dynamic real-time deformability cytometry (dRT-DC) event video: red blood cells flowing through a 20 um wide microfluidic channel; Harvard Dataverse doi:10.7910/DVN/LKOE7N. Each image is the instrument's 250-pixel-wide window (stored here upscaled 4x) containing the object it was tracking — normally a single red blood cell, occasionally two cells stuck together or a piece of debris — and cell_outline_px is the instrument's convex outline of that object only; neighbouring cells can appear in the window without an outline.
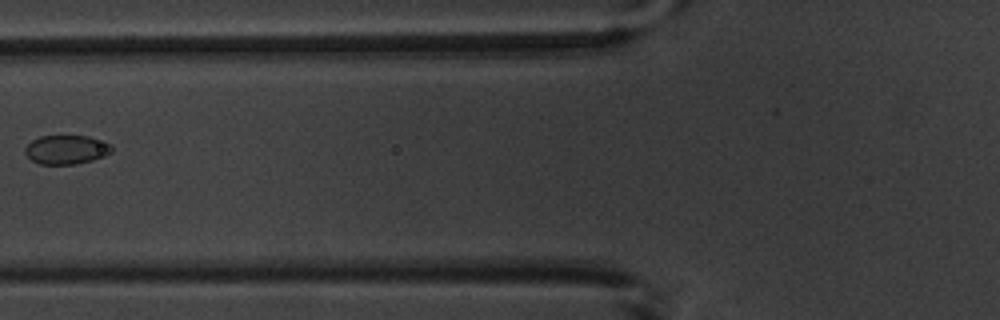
{"species": "common noctule bat (a hibernating species)", "species_latin": "Nyctalus noctula", "temperature_condition": "warm", "stored_images_in_passage": 6, "camera_frame_rate_fps": 3000, "um_per_image_px": 0.085, "animal": {"sex": "male", "body_mass_g": 20.1, "forearm_length_mm": 53.5}, "frame": {"image": 1, "passage_image": 6, "time_ms": 7.333, "image_size_px": [1000, 320], "cell_outline_px": [[112, 152], [104, 156], [92, 160], [76, 164], [40, 164], [32, 160], [24, 152], [24, 148], [32, 140], [40, 136], [88, 136], [112, 144]], "centroid_in_image_um": [5.65, 12.72], "position_along_channel_um": 120.2, "area_um2": 14.62}}